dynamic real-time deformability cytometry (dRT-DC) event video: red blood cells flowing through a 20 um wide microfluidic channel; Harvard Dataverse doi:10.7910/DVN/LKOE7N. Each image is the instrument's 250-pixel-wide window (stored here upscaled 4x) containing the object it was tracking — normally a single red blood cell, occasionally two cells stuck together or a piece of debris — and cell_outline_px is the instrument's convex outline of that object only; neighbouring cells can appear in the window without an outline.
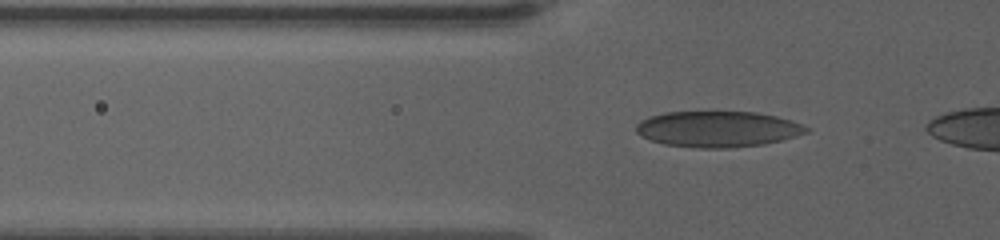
{"species": "human", "species_latin": "Homo sapiens", "temperature_condition": "warm", "stored_images_in_passage": 38, "camera_frame_rate_fps": 3000, "um_per_image_px": 0.085, "donor": {"sex": "female"}, "frame": {"image": 1, "passage_image": 5, "time_ms": 1.333, "image_size_px": [1000, 240], "cell_outline_px": [[808, 132], [780, 140], [764, 144], [732, 148], [700, 148], [664, 144], [640, 136], [636, 132], [636, 124], [640, 120], [664, 112], [756, 112], [776, 116], [792, 120], [808, 128]], "centroid_in_image_um": [60.98, 10.97], "position_along_channel_um": 64.8, "area_um2": 35.49}}
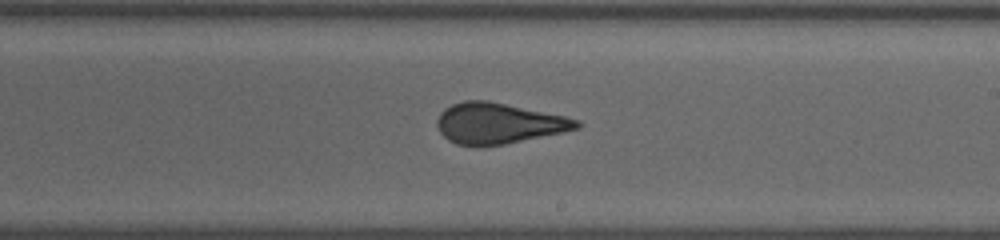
{"frame": {"image": 2, "passage_image": 21, "time_ms": 6.667, "image_size_px": [1000, 240], "cell_outline_px": [[584, 124], [580, 128], [564, 132], [504, 144], [476, 148], [456, 144], [448, 140], [440, 132], [436, 124], [436, 120], [440, 112], [444, 108], [452, 104], [464, 100], [488, 100], [564, 116], [580, 120]], "centroid_in_image_um": [42.35, 10.5], "position_along_channel_um": 246.6, "area_um2": 33.58}}
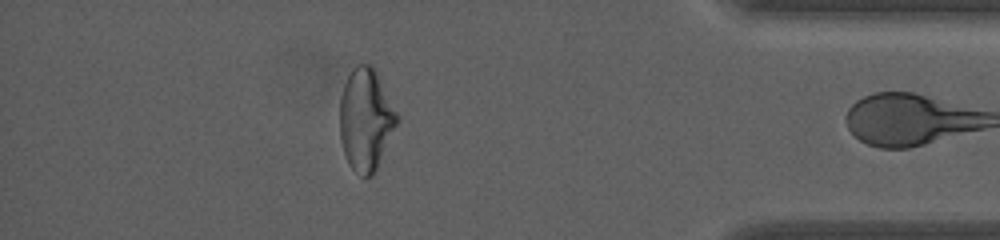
{"frame": {"image": 3, "passage_image": 37, "time_ms": 12.0, "image_size_px": [1000, 240], "cell_outline_px": [[400, 120], [372, 176], [364, 176], [356, 172], [348, 164], [340, 140], [340, 96], [344, 84], [352, 68], [356, 64], [372, 64], [400, 116]], "centroid_in_image_um": [31.1, 10.13], "position_along_channel_um": 404.1, "area_um2": 34.16}}